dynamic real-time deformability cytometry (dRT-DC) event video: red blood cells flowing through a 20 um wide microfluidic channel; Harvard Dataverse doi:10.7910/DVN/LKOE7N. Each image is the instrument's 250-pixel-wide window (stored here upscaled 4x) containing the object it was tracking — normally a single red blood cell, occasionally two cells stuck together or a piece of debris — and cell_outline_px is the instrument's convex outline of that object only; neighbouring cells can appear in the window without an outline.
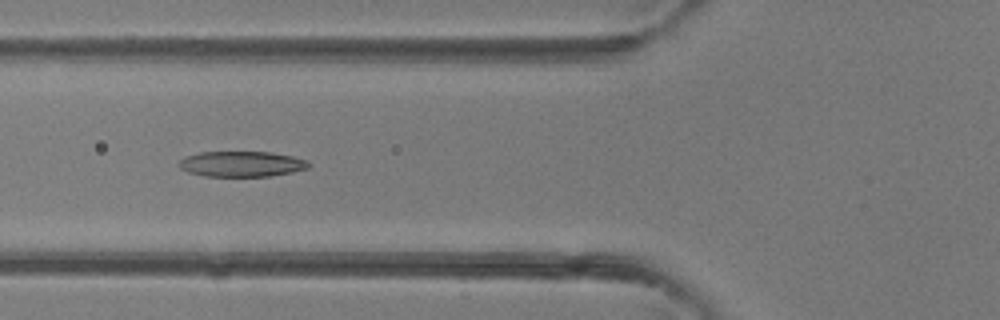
{"species": "common noctule bat (a hibernating species)", "species_latin": "Nyctalus noctula", "temperature_condition": "room temperature", "stored_images_in_passage": 31, "camera_frame_rate_fps": 3000, "um_per_image_px": 0.085, "animal": {"sex": "female"}, "frame": {"image": 1, "passage_image": 7, "time_ms": 2.0, "image_size_px": [1000, 320], "cell_outline_px": [[312, 164], [308, 168], [292, 172], [272, 176], [204, 176], [188, 172], [180, 168], [180, 160], [184, 156], [200, 152], [272, 152], [292, 156], [308, 160]], "centroid_in_image_um": [20.57, 13.93], "position_along_channel_um": 105.2, "area_um2": 19.36}}
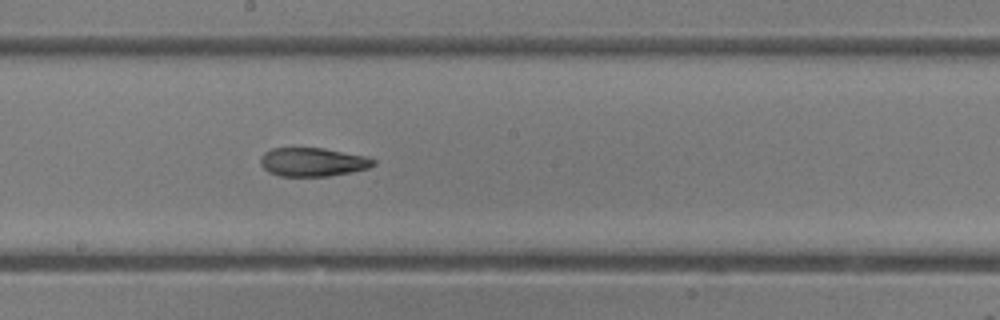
{"frame": {"image": 2, "passage_image": 14, "time_ms": 4.333, "image_size_px": [1000, 320], "cell_outline_px": [[376, 164], [368, 168], [352, 172], [328, 176], [280, 176], [268, 172], [260, 164], [260, 160], [264, 152], [272, 148], [324, 148], [364, 156], [376, 160]], "centroid_in_image_um": [26.57, 13.77], "position_along_channel_um": 221.6, "area_um2": 18.84}}
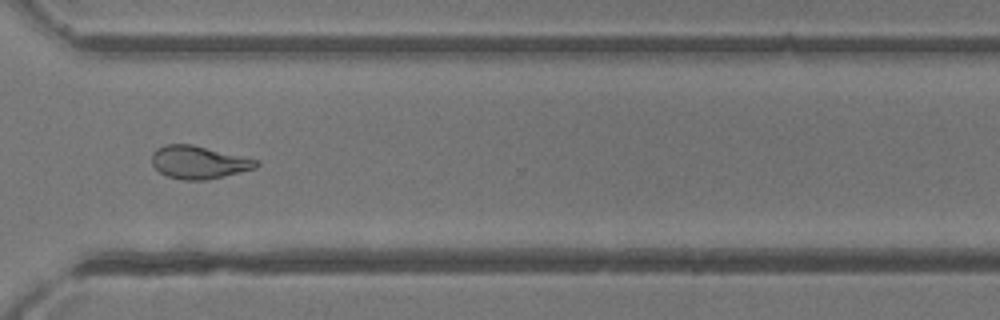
{"frame": {"image": 3, "passage_image": 22, "time_ms": 7.0, "image_size_px": [1000, 320], "cell_outline_px": [[260, 164], [256, 168], [208, 180], [184, 180], [168, 176], [160, 172], [152, 164], [152, 152], [156, 148], [164, 144], [192, 144], [260, 160]], "centroid_in_image_um": [16.9, 13.78], "position_along_channel_um": 353.7, "area_um2": 20.11}}